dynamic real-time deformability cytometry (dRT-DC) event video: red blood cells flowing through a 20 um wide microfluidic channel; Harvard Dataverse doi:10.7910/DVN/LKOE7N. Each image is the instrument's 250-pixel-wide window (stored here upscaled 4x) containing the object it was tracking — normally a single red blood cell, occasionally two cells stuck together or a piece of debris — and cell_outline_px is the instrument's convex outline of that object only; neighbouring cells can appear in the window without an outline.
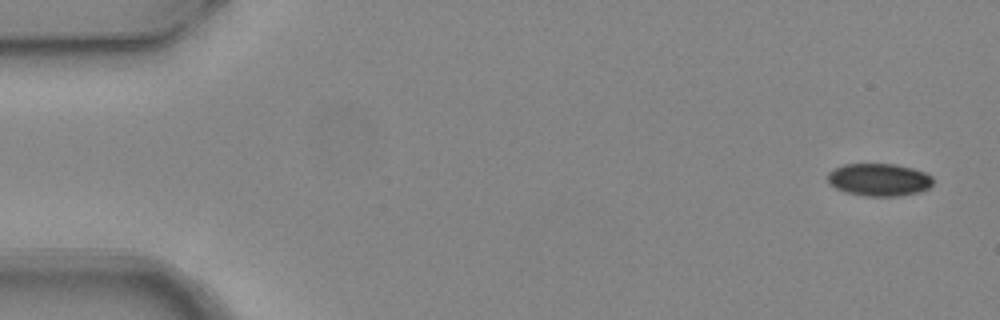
{"species": "common noctule bat (a hibernating species)", "species_latin": "Nyctalus noctula", "temperature_condition": "warm", "stored_images_in_passage": 4, "camera_frame_rate_fps": 3000, "um_per_image_px": 0.085, "animal": {"sex": "female", "body_mass_g": 24.6, "forearm_length_mm": 56.2}, "frame": {"image": 1, "passage_image": 1, "time_ms": 0.0, "image_size_px": [1000, 320], "cell_outline_px": [[932, 184], [928, 188], [920, 192], [900, 196], [868, 196], [844, 192], [828, 184], [828, 172], [844, 164], [896, 164], [912, 168], [924, 172], [932, 176]], "centroid_in_image_um": [74.71, 15.28], "position_along_channel_um": 10.3, "area_um2": 20.06}}